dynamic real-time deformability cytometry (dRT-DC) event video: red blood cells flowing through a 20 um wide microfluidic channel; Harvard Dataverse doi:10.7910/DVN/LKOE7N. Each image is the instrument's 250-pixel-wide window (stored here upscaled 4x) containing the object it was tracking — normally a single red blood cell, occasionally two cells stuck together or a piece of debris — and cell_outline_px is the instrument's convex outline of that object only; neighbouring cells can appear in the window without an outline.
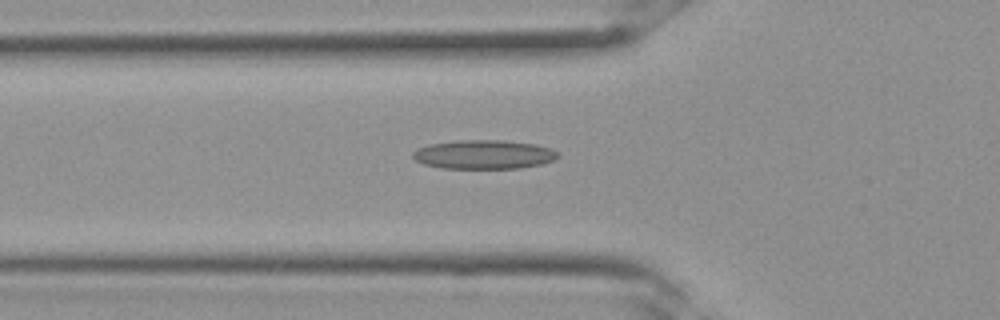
{"species": "Egyptian fruit bat (a non-hibernating species)", "species_latin": "Rousettus aegyptiacus", "temperature_condition": "room temperature", "stored_images_in_passage": 24, "camera_frame_rate_fps": 3000, "um_per_image_px": 0.085, "frame": {"image": 1, "passage_image": 3, "time_ms": 0.667, "image_size_px": [1000, 320], "cell_outline_px": [[560, 156], [552, 160], [540, 164], [520, 168], [440, 168], [424, 164], [416, 160], [412, 156], [412, 152], [416, 148], [428, 144], [456, 140], [504, 140], [536, 144], [552, 148], [560, 152]], "centroid_in_image_um": [41.12, 13.12], "position_along_channel_um": 84.7, "area_um2": 24.74}}
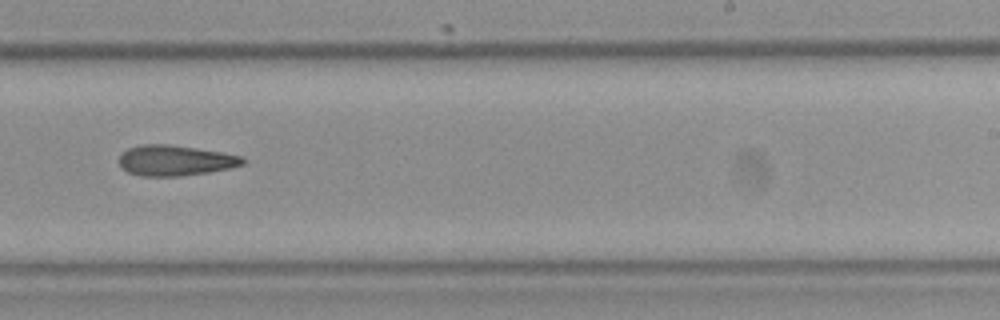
{"frame": {"image": 2, "passage_image": 12, "time_ms": 3.667, "image_size_px": [1000, 320], "cell_outline_px": [[248, 160], [244, 164], [232, 168], [208, 172], [180, 176], [140, 176], [128, 172], [120, 168], [120, 156], [128, 148], [144, 144], [168, 144], [224, 152], [244, 156]], "centroid_in_image_um": [14.95, 13.64], "position_along_channel_um": 274.1, "area_um2": 22.2}}
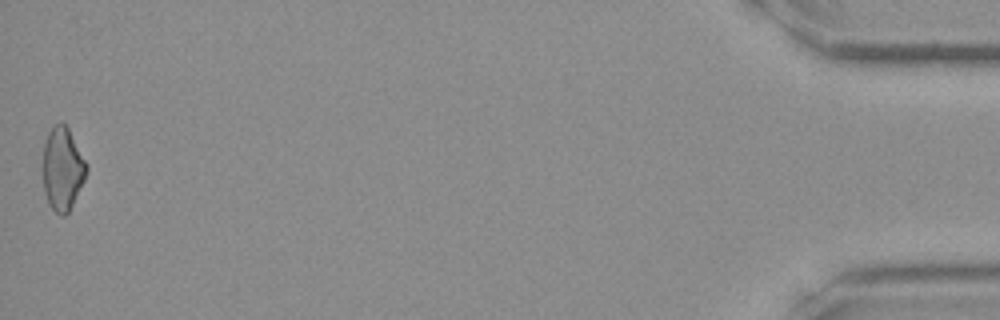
{"frame": {"image": 3, "passage_image": 24, "time_ms": 7.667, "image_size_px": [1000, 320], "cell_outline_px": [[88, 168], [84, 180], [68, 212], [64, 216], [56, 212], [48, 204], [44, 192], [44, 144], [48, 132], [56, 124], [64, 124], [68, 128], [88, 164]], "centroid_in_image_um": [5.32, 14.36], "position_along_channel_um": 429.9, "area_um2": 20.69}}